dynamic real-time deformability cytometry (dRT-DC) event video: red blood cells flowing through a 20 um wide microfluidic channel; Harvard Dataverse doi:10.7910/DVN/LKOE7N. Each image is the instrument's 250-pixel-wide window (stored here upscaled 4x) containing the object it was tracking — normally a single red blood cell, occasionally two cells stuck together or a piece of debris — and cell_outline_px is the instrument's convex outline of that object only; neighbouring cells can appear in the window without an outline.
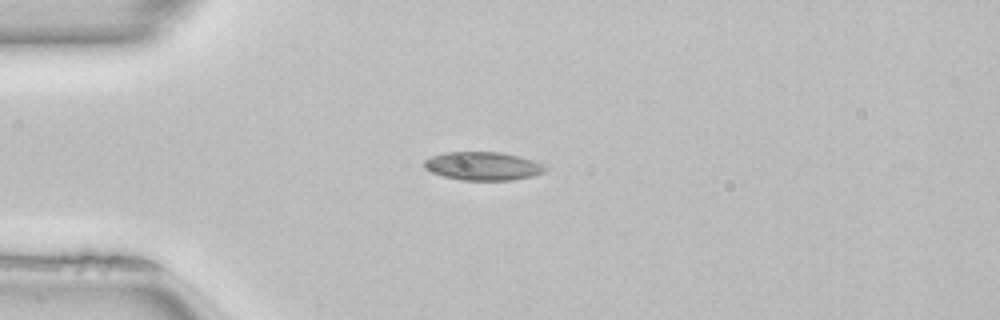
{"species": "common noctule bat (a hibernating species)", "species_latin": "Nyctalus noctula", "temperature_condition": "room temperature", "stored_images_in_passage": 39, "camera_frame_rate_fps": 3000, "um_per_image_px": 0.085, "animal": {"sex": "female", "body_mass_g": 22.7, "forearm_length_mm": 54.2}, "frame": {"image": 1, "passage_image": 1, "time_ms": 0.0, "image_size_px": [1000, 320], "cell_outline_px": [[548, 168], [544, 172], [532, 176], [512, 180], [460, 180], [444, 176], [432, 172], [424, 168], [424, 160], [432, 156], [444, 152], [500, 152], [532, 160], [544, 164]], "centroid_in_image_um": [41.05, 14.12], "position_along_channel_um": 44.0, "area_um2": 19.94}, "authors_computed_cell_mechanics": {"area_um2": 18.4382, "velocity_mm_per_s": 4.0385, "shape_relaxation_time_tau1_ms": null, "shape_relaxation_time_tau2_ms": 5.4925, "deformation_change_tau1": null, "deformation_change_tau2": 0.1167}}